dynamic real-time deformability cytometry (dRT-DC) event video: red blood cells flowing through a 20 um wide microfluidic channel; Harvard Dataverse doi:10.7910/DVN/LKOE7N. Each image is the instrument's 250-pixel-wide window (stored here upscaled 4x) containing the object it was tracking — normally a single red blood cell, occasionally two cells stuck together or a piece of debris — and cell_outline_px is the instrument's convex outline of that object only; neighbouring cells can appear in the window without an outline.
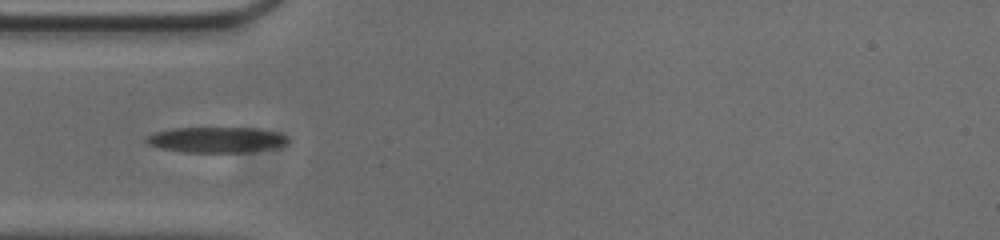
{"species": "common noctule bat (a hibernating species)", "species_latin": "Nyctalus noctula", "temperature_condition": "cold", "stored_images_in_passage": 41, "camera_frame_rate_fps": 3000, "um_per_image_px": 0.085, "animal": {"sex": "male", "body_mass_g": 20.0, "forearm_length_mm": 53.3}, "frame": {"image": 1, "passage_image": 1, "time_ms": 0.0, "image_size_px": [1000, 240], "cell_outline_px": [[288, 140], [284, 144], [268, 148], [244, 152], [184, 152], [160, 148], [148, 144], [144, 140], [148, 136], [156, 132], [172, 128], [256, 128], [276, 132], [288, 136]], "centroid_in_image_um": [18.35, 11.87], "position_along_channel_um": 66.7, "area_um2": 20.81}}
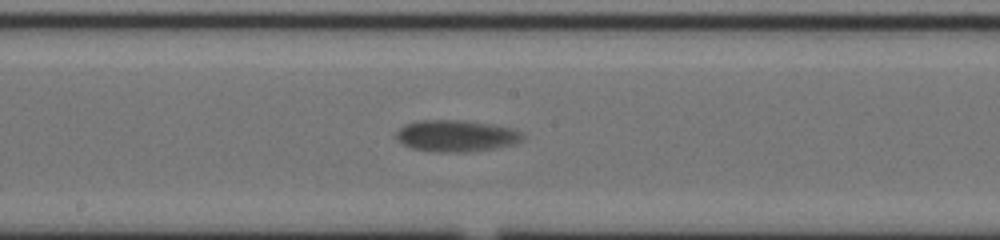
{"frame": {"image": 2, "passage_image": 13, "time_ms": 4.0, "image_size_px": [1000, 240], "cell_outline_px": [[524, 140], [500, 148], [472, 152], [436, 152], [412, 148], [396, 140], [396, 132], [404, 124], [420, 120], [460, 120], [492, 124], [516, 128], [524, 136]], "centroid_in_image_um": [38.81, 11.55], "position_along_channel_um": 209.4, "area_um2": 23.64}}
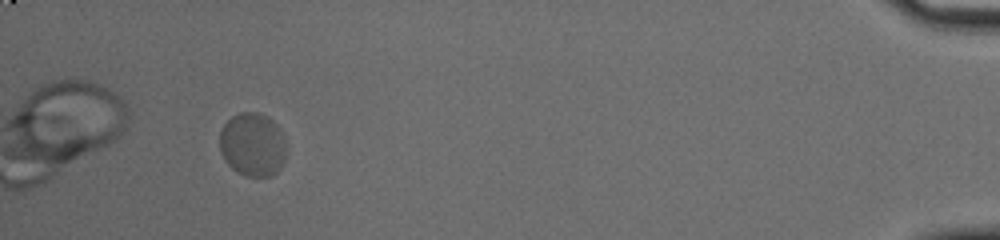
{"frame": {"image": 3, "passage_image": 37, "time_ms": 12.0, "image_size_px": [1000, 240], "cell_outline_px": [[284, 160], [280, 168], [272, 176], [244, 176], [236, 172], [224, 160], [220, 152], [220, 132], [224, 124], [232, 116], [240, 112], [256, 112], [268, 116], [276, 124], [284, 136]], "centroid_in_image_um": [21.45, 12.29], "position_along_channel_um": 413.7, "area_um2": 24.74}}